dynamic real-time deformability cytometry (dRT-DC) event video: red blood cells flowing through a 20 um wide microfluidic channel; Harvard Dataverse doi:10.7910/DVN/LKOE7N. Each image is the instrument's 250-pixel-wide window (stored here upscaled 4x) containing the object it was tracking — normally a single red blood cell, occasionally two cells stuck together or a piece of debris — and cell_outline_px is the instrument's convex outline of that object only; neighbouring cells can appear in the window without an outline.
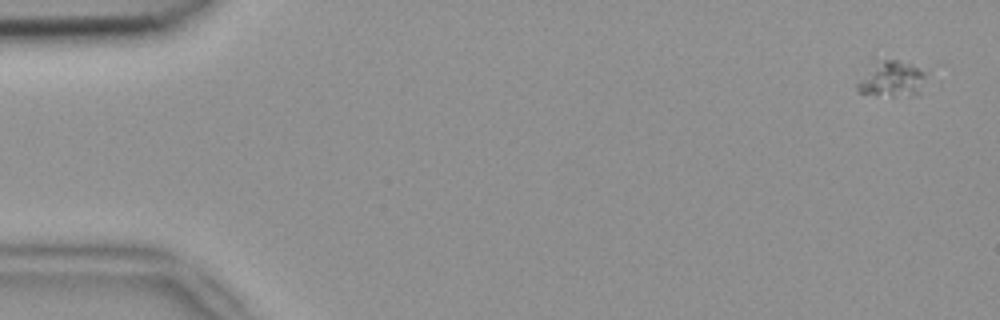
{"species": "common noctule bat (a hibernating species)", "species_latin": "Nyctalus noctula", "temperature_condition": "room temperature", "stored_images_in_passage": 5, "camera_frame_rate_fps": 3000, "um_per_image_px": 0.085, "animal": {"sex": "female", "body_mass_g": 18.4}, "frame": {"image": 1, "passage_image": 1, "time_ms": 0.0, "image_size_px": [1000, 320], "cell_outline_px": [[924, 76], [916, 96], [876, 96], [860, 92], [856, 88], [856, 84], [884, 60], [896, 60], [908, 64], [916, 68]], "centroid_in_image_um": [75.79, 6.81], "position_along_channel_um": 9.2, "area_um2": 13.06}}
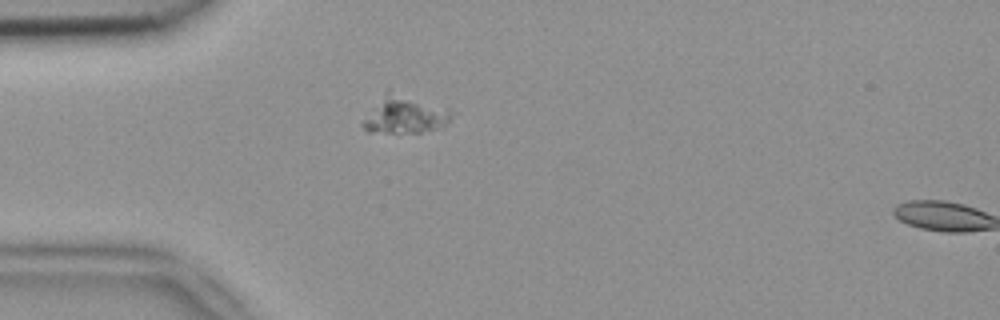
{"frame": {"image": 2, "passage_image": 4, "time_ms": 1.0, "image_size_px": [1000, 320], "cell_outline_px": [[452, 120], [448, 124], [440, 128], [420, 132], [368, 132], [360, 124], [384, 100], [404, 100], [448, 112]], "centroid_in_image_um": [34.42, 10.01], "position_along_channel_um": 50.6, "area_um2": 15.66}}